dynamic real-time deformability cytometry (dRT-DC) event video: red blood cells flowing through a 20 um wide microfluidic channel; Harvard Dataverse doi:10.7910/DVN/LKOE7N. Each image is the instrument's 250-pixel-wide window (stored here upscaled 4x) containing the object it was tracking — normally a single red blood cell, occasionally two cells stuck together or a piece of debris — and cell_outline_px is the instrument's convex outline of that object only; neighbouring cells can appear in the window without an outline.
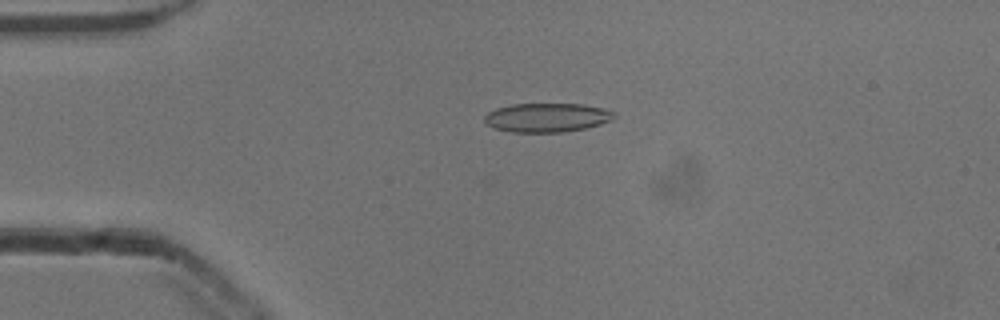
{"species": "common noctule bat (a hibernating species)", "species_latin": "Nyctalus noctula", "temperature_condition": "cold", "stored_images_in_passage": 48, "camera_frame_rate_fps": 3000, "um_per_image_px": 0.085, "animal": {"sex": "male", "body_mass_g": 13.3}, "frame": {"image": 1, "passage_image": 8, "time_ms": 2.333, "image_size_px": [1000, 320], "cell_outline_px": [[616, 116], [612, 120], [600, 124], [584, 128], [564, 132], [512, 132], [496, 128], [488, 124], [484, 120], [484, 116], [488, 112], [496, 108], [512, 104], [584, 104], [604, 108], [616, 112]], "centroid_in_image_um": [46.53, 9.98], "position_along_channel_um": 38.5, "area_um2": 21.91}}
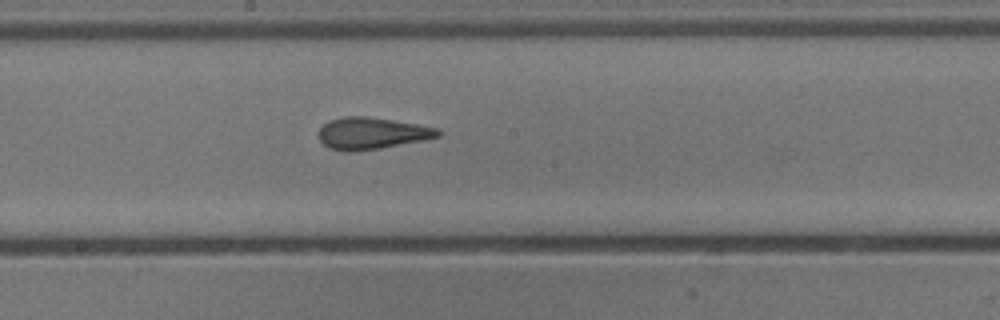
{"frame": {"image": 2, "passage_image": 24, "time_ms": 7.667, "image_size_px": [1000, 320], "cell_outline_px": [[440, 136], [424, 140], [380, 148], [352, 152], [344, 152], [328, 148], [320, 140], [320, 128], [328, 120], [344, 116], [368, 116], [440, 128]], "centroid_in_image_um": [31.59, 11.33], "position_along_channel_um": 216.6, "area_um2": 22.14}}
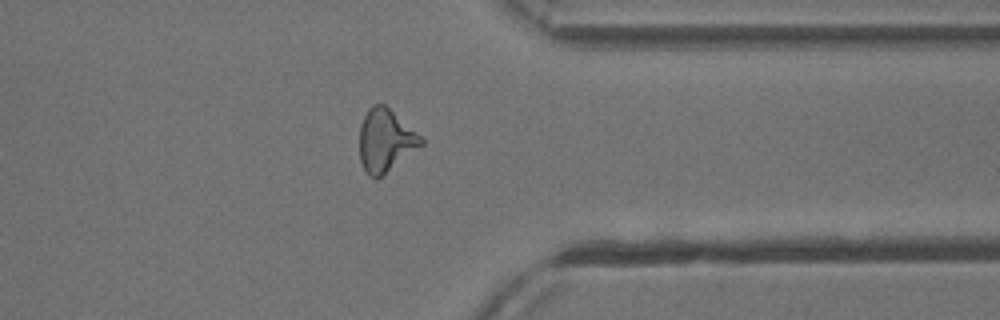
{"frame": {"image": 3, "passage_image": 37, "time_ms": 12.0, "image_size_px": [1000, 320], "cell_outline_px": [[424, 144], [380, 176], [368, 176], [360, 160], [360, 124], [368, 108], [372, 104], [384, 104], [420, 136], [424, 140]], "centroid_in_image_um": [32.74, 11.91], "position_along_channel_um": 378.7, "area_um2": 21.85}, "authors_computed_cell_mechanics": {"area_um2": 22.0218, "velocity_mm_per_s": 3.9169, "shape_relaxation_time_tau1_ms": 5.2192, "shape_relaxation_time_tau2_ms": 1.9727, "deformation_change_tau1": 0.1943, "deformation_change_tau2": 0.126}}